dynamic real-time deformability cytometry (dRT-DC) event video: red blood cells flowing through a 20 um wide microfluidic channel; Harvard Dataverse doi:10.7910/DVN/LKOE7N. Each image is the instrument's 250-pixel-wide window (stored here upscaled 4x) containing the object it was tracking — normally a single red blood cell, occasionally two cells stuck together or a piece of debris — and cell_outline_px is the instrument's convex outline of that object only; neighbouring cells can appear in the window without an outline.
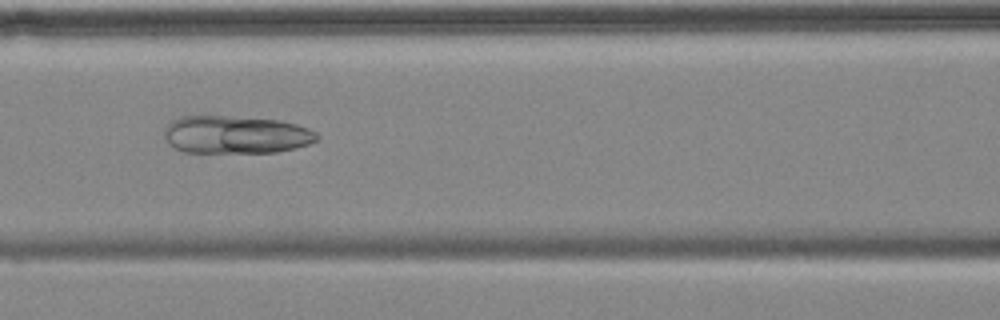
{"species": "common noctule bat (a hibernating species)", "species_latin": "Nyctalus noctula", "temperature_condition": "cold", "stored_images_in_passage": 7, "camera_frame_rate_fps": 3000, "um_per_image_px": 0.085, "animal": {"sex": "female", "body_mass_g": 18.4}, "frame": {"image": 1, "passage_image": 6, "time_ms": 6.0, "image_size_px": [1000, 320], "cell_outline_px": [[320, 136], [316, 140], [308, 144], [296, 148], [276, 152], [184, 152], [168, 144], [164, 136], [164, 128], [172, 120], [180, 116], [200, 112], [280, 120], [296, 124], [308, 128], [316, 132]], "centroid_in_image_um": [19.98, 11.39], "position_along_channel_um": 146.6, "area_um2": 34.8}}
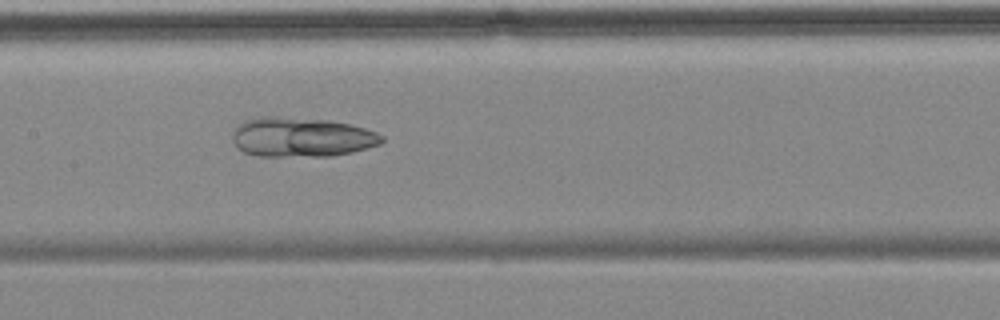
{"frame": {"image": 2, "passage_image": 7, "time_ms": 7.0, "image_size_px": [1000, 320], "cell_outline_px": [[384, 140], [380, 144], [352, 152], [332, 156], [260, 156], [244, 152], [236, 148], [232, 140], [232, 136], [236, 124], [244, 120], [260, 116], [276, 116], [328, 120], [348, 124], [364, 128], [376, 132], [384, 136]], "centroid_in_image_um": [25.58, 11.65], "position_along_channel_um": 181.8, "area_um2": 34.68}}